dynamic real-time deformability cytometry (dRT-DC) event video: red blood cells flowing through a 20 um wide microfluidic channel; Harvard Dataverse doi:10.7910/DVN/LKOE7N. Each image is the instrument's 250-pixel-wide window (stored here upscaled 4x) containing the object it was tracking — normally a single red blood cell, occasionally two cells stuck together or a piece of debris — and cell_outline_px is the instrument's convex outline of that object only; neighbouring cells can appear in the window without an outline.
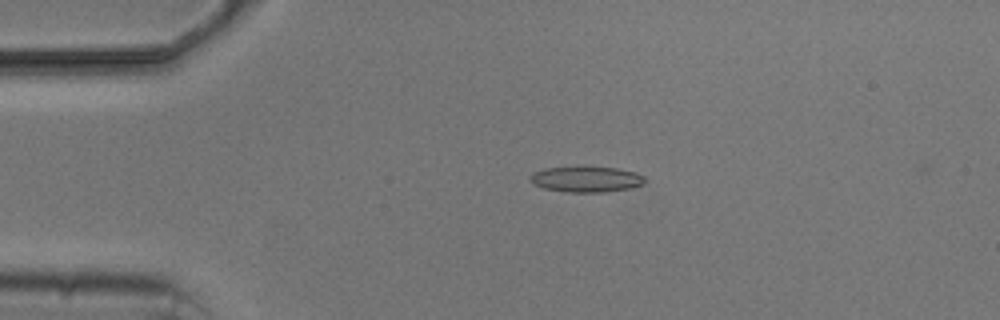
{"species": "common noctule bat (a hibernating species)", "species_latin": "Nyctalus noctula", "temperature_condition": "cold", "stored_images_in_passage": 3, "camera_frame_rate_fps": 3000, "um_per_image_px": 0.085, "animal": {"sex": "male", "body_mass_g": 20.5, "forearm_length_mm": 52.5}, "frame": {"image": 1, "passage_image": 2, "time_ms": 1.333, "image_size_px": [1000, 320], "cell_outline_px": [[644, 184], [628, 188], [604, 192], [564, 192], [544, 188], [536, 184], [532, 180], [532, 176], [536, 172], [544, 168], [616, 168], [636, 172], [644, 176]], "centroid_in_image_um": [49.89, 15.25], "position_along_channel_um": 35.1, "area_um2": 16.53}}